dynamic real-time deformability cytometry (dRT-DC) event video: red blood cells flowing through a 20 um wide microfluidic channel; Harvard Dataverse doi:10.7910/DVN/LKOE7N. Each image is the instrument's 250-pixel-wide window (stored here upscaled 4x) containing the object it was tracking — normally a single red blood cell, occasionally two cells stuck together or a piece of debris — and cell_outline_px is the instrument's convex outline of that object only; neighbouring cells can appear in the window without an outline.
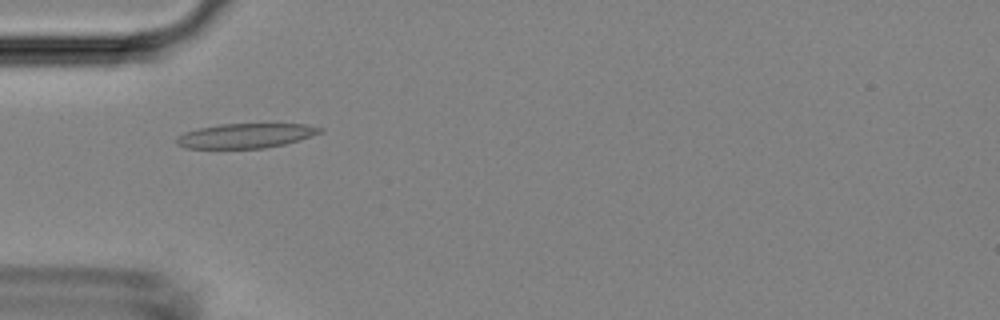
{"species": "Egyptian fruit bat (a non-hibernating species)", "species_latin": "Rousettus aegyptiacus", "temperature_condition": "room temperature", "stored_images_in_passage": 4, "camera_frame_rate_fps": 3000, "um_per_image_px": 0.085, "animal": {"sex": "female"}, "frame": {"image": 1, "passage_image": 3, "time_ms": 3.0, "image_size_px": [1000, 320], "cell_outline_px": [[324, 132], [300, 140], [284, 144], [264, 148], [184, 148], [176, 144], [176, 136], [184, 132], [200, 128], [220, 124], [308, 124], [324, 128]], "centroid_in_image_um": [20.91, 11.53], "position_along_channel_um": 64.1, "area_um2": 20.69}}